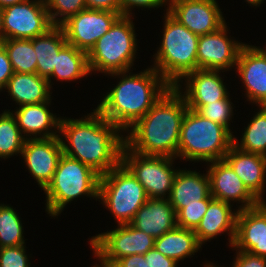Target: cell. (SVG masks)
Instances as JSON below:
<instances>
[{
  "label": "cell",
  "instance_id": "obj_1",
  "mask_svg": "<svg viewBox=\"0 0 266 267\" xmlns=\"http://www.w3.org/2000/svg\"><path fill=\"white\" fill-rule=\"evenodd\" d=\"M63 118L60 120L59 137L64 155L79 160L100 176L121 162L125 144L122 131L96 109L83 118Z\"/></svg>",
  "mask_w": 266,
  "mask_h": 267
},
{
  "label": "cell",
  "instance_id": "obj_2",
  "mask_svg": "<svg viewBox=\"0 0 266 267\" xmlns=\"http://www.w3.org/2000/svg\"><path fill=\"white\" fill-rule=\"evenodd\" d=\"M188 109L184 97L171 86L125 135V145L141 155L177 158L180 129Z\"/></svg>",
  "mask_w": 266,
  "mask_h": 267
},
{
  "label": "cell",
  "instance_id": "obj_3",
  "mask_svg": "<svg viewBox=\"0 0 266 267\" xmlns=\"http://www.w3.org/2000/svg\"><path fill=\"white\" fill-rule=\"evenodd\" d=\"M129 71L108 74L120 81L103 97L96 110L125 132L140 120L171 87L153 68L132 74Z\"/></svg>",
  "mask_w": 266,
  "mask_h": 267
},
{
  "label": "cell",
  "instance_id": "obj_4",
  "mask_svg": "<svg viewBox=\"0 0 266 267\" xmlns=\"http://www.w3.org/2000/svg\"><path fill=\"white\" fill-rule=\"evenodd\" d=\"M161 45L154 54L153 67L171 86L197 69L199 36L173 18L166 9Z\"/></svg>",
  "mask_w": 266,
  "mask_h": 267
},
{
  "label": "cell",
  "instance_id": "obj_5",
  "mask_svg": "<svg viewBox=\"0 0 266 267\" xmlns=\"http://www.w3.org/2000/svg\"><path fill=\"white\" fill-rule=\"evenodd\" d=\"M234 136L224 126L188 108L181 123L177 158L205 163L222 160Z\"/></svg>",
  "mask_w": 266,
  "mask_h": 267
},
{
  "label": "cell",
  "instance_id": "obj_6",
  "mask_svg": "<svg viewBox=\"0 0 266 267\" xmlns=\"http://www.w3.org/2000/svg\"><path fill=\"white\" fill-rule=\"evenodd\" d=\"M100 175L79 160L62 155L52 180L43 189L49 216L61 214L65 206L78 197L98 200Z\"/></svg>",
  "mask_w": 266,
  "mask_h": 267
},
{
  "label": "cell",
  "instance_id": "obj_7",
  "mask_svg": "<svg viewBox=\"0 0 266 267\" xmlns=\"http://www.w3.org/2000/svg\"><path fill=\"white\" fill-rule=\"evenodd\" d=\"M131 18L121 15L87 53L91 74L125 72L134 66L138 45Z\"/></svg>",
  "mask_w": 266,
  "mask_h": 267
},
{
  "label": "cell",
  "instance_id": "obj_8",
  "mask_svg": "<svg viewBox=\"0 0 266 267\" xmlns=\"http://www.w3.org/2000/svg\"><path fill=\"white\" fill-rule=\"evenodd\" d=\"M98 199L112 213L118 225H124L132 222L149 198L136 177L120 162L100 176Z\"/></svg>",
  "mask_w": 266,
  "mask_h": 267
},
{
  "label": "cell",
  "instance_id": "obj_9",
  "mask_svg": "<svg viewBox=\"0 0 266 267\" xmlns=\"http://www.w3.org/2000/svg\"><path fill=\"white\" fill-rule=\"evenodd\" d=\"M174 159L176 158L141 155L131 151L125 144L121 152V162L144 187L147 197L150 199H167L169 197L178 171L173 168Z\"/></svg>",
  "mask_w": 266,
  "mask_h": 267
},
{
  "label": "cell",
  "instance_id": "obj_10",
  "mask_svg": "<svg viewBox=\"0 0 266 267\" xmlns=\"http://www.w3.org/2000/svg\"><path fill=\"white\" fill-rule=\"evenodd\" d=\"M155 239L133 227L131 224L117 225V228L92 236L90 246L100 265L111 267L118 259L128 255H144L154 248Z\"/></svg>",
  "mask_w": 266,
  "mask_h": 267
},
{
  "label": "cell",
  "instance_id": "obj_11",
  "mask_svg": "<svg viewBox=\"0 0 266 267\" xmlns=\"http://www.w3.org/2000/svg\"><path fill=\"white\" fill-rule=\"evenodd\" d=\"M53 26L47 6L36 0H26L3 9V40L32 39Z\"/></svg>",
  "mask_w": 266,
  "mask_h": 267
},
{
  "label": "cell",
  "instance_id": "obj_12",
  "mask_svg": "<svg viewBox=\"0 0 266 267\" xmlns=\"http://www.w3.org/2000/svg\"><path fill=\"white\" fill-rule=\"evenodd\" d=\"M120 16L117 12L86 8L69 17L60 27L68 44L88 53Z\"/></svg>",
  "mask_w": 266,
  "mask_h": 267
},
{
  "label": "cell",
  "instance_id": "obj_13",
  "mask_svg": "<svg viewBox=\"0 0 266 267\" xmlns=\"http://www.w3.org/2000/svg\"><path fill=\"white\" fill-rule=\"evenodd\" d=\"M167 9L181 25L198 36L213 33L226 24L216 0H178Z\"/></svg>",
  "mask_w": 266,
  "mask_h": 267
},
{
  "label": "cell",
  "instance_id": "obj_14",
  "mask_svg": "<svg viewBox=\"0 0 266 267\" xmlns=\"http://www.w3.org/2000/svg\"><path fill=\"white\" fill-rule=\"evenodd\" d=\"M227 23L219 30L201 35L198 40L197 69L229 71L236 66L245 45L228 37Z\"/></svg>",
  "mask_w": 266,
  "mask_h": 267
},
{
  "label": "cell",
  "instance_id": "obj_15",
  "mask_svg": "<svg viewBox=\"0 0 266 267\" xmlns=\"http://www.w3.org/2000/svg\"><path fill=\"white\" fill-rule=\"evenodd\" d=\"M63 149L60 137L26 139L21 156L30 175L43 190L52 180Z\"/></svg>",
  "mask_w": 266,
  "mask_h": 267
},
{
  "label": "cell",
  "instance_id": "obj_16",
  "mask_svg": "<svg viewBox=\"0 0 266 267\" xmlns=\"http://www.w3.org/2000/svg\"><path fill=\"white\" fill-rule=\"evenodd\" d=\"M207 166L210 194L213 198L229 204L231 201L242 203L238 206V211L255 207L261 203L224 159L209 162Z\"/></svg>",
  "mask_w": 266,
  "mask_h": 267
},
{
  "label": "cell",
  "instance_id": "obj_17",
  "mask_svg": "<svg viewBox=\"0 0 266 267\" xmlns=\"http://www.w3.org/2000/svg\"><path fill=\"white\" fill-rule=\"evenodd\" d=\"M232 248L266 257V202L238 211Z\"/></svg>",
  "mask_w": 266,
  "mask_h": 267
},
{
  "label": "cell",
  "instance_id": "obj_18",
  "mask_svg": "<svg viewBox=\"0 0 266 267\" xmlns=\"http://www.w3.org/2000/svg\"><path fill=\"white\" fill-rule=\"evenodd\" d=\"M219 72L221 73L220 70L196 69L182 78L186 83L184 89L180 83L174 87L184 97L187 107H202L225 99L230 94Z\"/></svg>",
  "mask_w": 266,
  "mask_h": 267
},
{
  "label": "cell",
  "instance_id": "obj_19",
  "mask_svg": "<svg viewBox=\"0 0 266 267\" xmlns=\"http://www.w3.org/2000/svg\"><path fill=\"white\" fill-rule=\"evenodd\" d=\"M234 69L244 84L247 101L266 106V57L257 46L245 44Z\"/></svg>",
  "mask_w": 266,
  "mask_h": 267
},
{
  "label": "cell",
  "instance_id": "obj_20",
  "mask_svg": "<svg viewBox=\"0 0 266 267\" xmlns=\"http://www.w3.org/2000/svg\"><path fill=\"white\" fill-rule=\"evenodd\" d=\"M224 160L231 166L248 190L260 202H266L263 197L266 184V156L258 153H247L232 145L224 156Z\"/></svg>",
  "mask_w": 266,
  "mask_h": 267
},
{
  "label": "cell",
  "instance_id": "obj_21",
  "mask_svg": "<svg viewBox=\"0 0 266 267\" xmlns=\"http://www.w3.org/2000/svg\"><path fill=\"white\" fill-rule=\"evenodd\" d=\"M51 100L39 104H30L16 107L12 114L15 116L18 127L26 139L52 138L60 136V117L49 111ZM52 128H55L52 130ZM55 130V131H54ZM33 137H32V136Z\"/></svg>",
  "mask_w": 266,
  "mask_h": 267
},
{
  "label": "cell",
  "instance_id": "obj_22",
  "mask_svg": "<svg viewBox=\"0 0 266 267\" xmlns=\"http://www.w3.org/2000/svg\"><path fill=\"white\" fill-rule=\"evenodd\" d=\"M233 204L213 198L199 225L194 230L199 243L217 238L220 234L227 233L229 246L232 247L236 233V218L238 209H232ZM233 210V211H232ZM235 210V211H234Z\"/></svg>",
  "mask_w": 266,
  "mask_h": 267
},
{
  "label": "cell",
  "instance_id": "obj_23",
  "mask_svg": "<svg viewBox=\"0 0 266 267\" xmlns=\"http://www.w3.org/2000/svg\"><path fill=\"white\" fill-rule=\"evenodd\" d=\"M154 239L177 227L176 211L168 199H148L130 223Z\"/></svg>",
  "mask_w": 266,
  "mask_h": 267
},
{
  "label": "cell",
  "instance_id": "obj_24",
  "mask_svg": "<svg viewBox=\"0 0 266 267\" xmlns=\"http://www.w3.org/2000/svg\"><path fill=\"white\" fill-rule=\"evenodd\" d=\"M210 195L208 173L178 169L169 197L170 205L176 213L187 205L201 204V200Z\"/></svg>",
  "mask_w": 266,
  "mask_h": 267
},
{
  "label": "cell",
  "instance_id": "obj_25",
  "mask_svg": "<svg viewBox=\"0 0 266 267\" xmlns=\"http://www.w3.org/2000/svg\"><path fill=\"white\" fill-rule=\"evenodd\" d=\"M48 79L40 77L36 73H16L7 82L4 89L11 96V100L17 105H30L47 102L51 99Z\"/></svg>",
  "mask_w": 266,
  "mask_h": 267
},
{
  "label": "cell",
  "instance_id": "obj_26",
  "mask_svg": "<svg viewBox=\"0 0 266 267\" xmlns=\"http://www.w3.org/2000/svg\"><path fill=\"white\" fill-rule=\"evenodd\" d=\"M66 43L63 29L56 25L46 33L32 38V46L37 55V75L46 79L52 75L58 53Z\"/></svg>",
  "mask_w": 266,
  "mask_h": 267
},
{
  "label": "cell",
  "instance_id": "obj_27",
  "mask_svg": "<svg viewBox=\"0 0 266 267\" xmlns=\"http://www.w3.org/2000/svg\"><path fill=\"white\" fill-rule=\"evenodd\" d=\"M202 245L194 230L175 227L154 241V248L162 255L176 260L178 263L188 257H193Z\"/></svg>",
  "mask_w": 266,
  "mask_h": 267
},
{
  "label": "cell",
  "instance_id": "obj_28",
  "mask_svg": "<svg viewBox=\"0 0 266 267\" xmlns=\"http://www.w3.org/2000/svg\"><path fill=\"white\" fill-rule=\"evenodd\" d=\"M91 74L88 66L87 52L76 49L71 44L66 43L59 51L56 67L52 75L48 78L50 87L51 78L58 81H75Z\"/></svg>",
  "mask_w": 266,
  "mask_h": 267
},
{
  "label": "cell",
  "instance_id": "obj_29",
  "mask_svg": "<svg viewBox=\"0 0 266 267\" xmlns=\"http://www.w3.org/2000/svg\"><path fill=\"white\" fill-rule=\"evenodd\" d=\"M258 112L245 127L240 142L233 137V145L247 153L266 156V106H259Z\"/></svg>",
  "mask_w": 266,
  "mask_h": 267
},
{
  "label": "cell",
  "instance_id": "obj_30",
  "mask_svg": "<svg viewBox=\"0 0 266 267\" xmlns=\"http://www.w3.org/2000/svg\"><path fill=\"white\" fill-rule=\"evenodd\" d=\"M16 73H36L37 55L32 46V39H4L0 42Z\"/></svg>",
  "mask_w": 266,
  "mask_h": 267
},
{
  "label": "cell",
  "instance_id": "obj_31",
  "mask_svg": "<svg viewBox=\"0 0 266 267\" xmlns=\"http://www.w3.org/2000/svg\"><path fill=\"white\" fill-rule=\"evenodd\" d=\"M26 138L21 133L16 118L10 110L0 114V158L21 155Z\"/></svg>",
  "mask_w": 266,
  "mask_h": 267
},
{
  "label": "cell",
  "instance_id": "obj_32",
  "mask_svg": "<svg viewBox=\"0 0 266 267\" xmlns=\"http://www.w3.org/2000/svg\"><path fill=\"white\" fill-rule=\"evenodd\" d=\"M20 219L12 206L0 204V248L26 245Z\"/></svg>",
  "mask_w": 266,
  "mask_h": 267
},
{
  "label": "cell",
  "instance_id": "obj_33",
  "mask_svg": "<svg viewBox=\"0 0 266 267\" xmlns=\"http://www.w3.org/2000/svg\"><path fill=\"white\" fill-rule=\"evenodd\" d=\"M228 95L225 99L215 101L213 103H207L202 107H188L195 110L199 115L207 118L215 123L224 126L232 135L233 132L230 129V120L233 116V103Z\"/></svg>",
  "mask_w": 266,
  "mask_h": 267
},
{
  "label": "cell",
  "instance_id": "obj_34",
  "mask_svg": "<svg viewBox=\"0 0 266 267\" xmlns=\"http://www.w3.org/2000/svg\"><path fill=\"white\" fill-rule=\"evenodd\" d=\"M86 9L85 0H51L47 5L53 25L60 26L69 17Z\"/></svg>",
  "mask_w": 266,
  "mask_h": 267
},
{
  "label": "cell",
  "instance_id": "obj_35",
  "mask_svg": "<svg viewBox=\"0 0 266 267\" xmlns=\"http://www.w3.org/2000/svg\"><path fill=\"white\" fill-rule=\"evenodd\" d=\"M213 196L210 194L206 199L201 200V204L187 205L177 213V226L185 229L195 230L202 217L208 209Z\"/></svg>",
  "mask_w": 266,
  "mask_h": 267
},
{
  "label": "cell",
  "instance_id": "obj_36",
  "mask_svg": "<svg viewBox=\"0 0 266 267\" xmlns=\"http://www.w3.org/2000/svg\"><path fill=\"white\" fill-rule=\"evenodd\" d=\"M26 246L0 248V267H30Z\"/></svg>",
  "mask_w": 266,
  "mask_h": 267
},
{
  "label": "cell",
  "instance_id": "obj_37",
  "mask_svg": "<svg viewBox=\"0 0 266 267\" xmlns=\"http://www.w3.org/2000/svg\"><path fill=\"white\" fill-rule=\"evenodd\" d=\"M120 2L121 15L125 16H133L132 9L134 8L153 9L167 5L165 0H120Z\"/></svg>",
  "mask_w": 266,
  "mask_h": 267
},
{
  "label": "cell",
  "instance_id": "obj_38",
  "mask_svg": "<svg viewBox=\"0 0 266 267\" xmlns=\"http://www.w3.org/2000/svg\"><path fill=\"white\" fill-rule=\"evenodd\" d=\"M234 260L232 267H266V257L253 255L245 251L236 250Z\"/></svg>",
  "mask_w": 266,
  "mask_h": 267
},
{
  "label": "cell",
  "instance_id": "obj_39",
  "mask_svg": "<svg viewBox=\"0 0 266 267\" xmlns=\"http://www.w3.org/2000/svg\"><path fill=\"white\" fill-rule=\"evenodd\" d=\"M14 74L12 64L4 46L0 43V92L4 90L7 82Z\"/></svg>",
  "mask_w": 266,
  "mask_h": 267
},
{
  "label": "cell",
  "instance_id": "obj_40",
  "mask_svg": "<svg viewBox=\"0 0 266 267\" xmlns=\"http://www.w3.org/2000/svg\"><path fill=\"white\" fill-rule=\"evenodd\" d=\"M150 267H178V262L170 257L162 255L155 248L144 254Z\"/></svg>",
  "mask_w": 266,
  "mask_h": 267
},
{
  "label": "cell",
  "instance_id": "obj_41",
  "mask_svg": "<svg viewBox=\"0 0 266 267\" xmlns=\"http://www.w3.org/2000/svg\"><path fill=\"white\" fill-rule=\"evenodd\" d=\"M88 9L104 10L121 14L120 0H85Z\"/></svg>",
  "mask_w": 266,
  "mask_h": 267
},
{
  "label": "cell",
  "instance_id": "obj_42",
  "mask_svg": "<svg viewBox=\"0 0 266 267\" xmlns=\"http://www.w3.org/2000/svg\"><path fill=\"white\" fill-rule=\"evenodd\" d=\"M111 267H150L144 255L133 254L118 259Z\"/></svg>",
  "mask_w": 266,
  "mask_h": 267
},
{
  "label": "cell",
  "instance_id": "obj_43",
  "mask_svg": "<svg viewBox=\"0 0 266 267\" xmlns=\"http://www.w3.org/2000/svg\"><path fill=\"white\" fill-rule=\"evenodd\" d=\"M26 0H0V7L2 9L8 7V6H12L14 4H19L22 2H25Z\"/></svg>",
  "mask_w": 266,
  "mask_h": 267
},
{
  "label": "cell",
  "instance_id": "obj_44",
  "mask_svg": "<svg viewBox=\"0 0 266 267\" xmlns=\"http://www.w3.org/2000/svg\"><path fill=\"white\" fill-rule=\"evenodd\" d=\"M3 40V9L0 7V42Z\"/></svg>",
  "mask_w": 266,
  "mask_h": 267
},
{
  "label": "cell",
  "instance_id": "obj_45",
  "mask_svg": "<svg viewBox=\"0 0 266 267\" xmlns=\"http://www.w3.org/2000/svg\"><path fill=\"white\" fill-rule=\"evenodd\" d=\"M246 2H248V4H250V6L259 7L260 4H262L264 2V0H246Z\"/></svg>",
  "mask_w": 266,
  "mask_h": 267
},
{
  "label": "cell",
  "instance_id": "obj_46",
  "mask_svg": "<svg viewBox=\"0 0 266 267\" xmlns=\"http://www.w3.org/2000/svg\"><path fill=\"white\" fill-rule=\"evenodd\" d=\"M36 1L47 6L51 0H36Z\"/></svg>",
  "mask_w": 266,
  "mask_h": 267
},
{
  "label": "cell",
  "instance_id": "obj_47",
  "mask_svg": "<svg viewBox=\"0 0 266 267\" xmlns=\"http://www.w3.org/2000/svg\"><path fill=\"white\" fill-rule=\"evenodd\" d=\"M216 264H213L212 262L211 263H205L204 267H218V266H215Z\"/></svg>",
  "mask_w": 266,
  "mask_h": 267
},
{
  "label": "cell",
  "instance_id": "obj_48",
  "mask_svg": "<svg viewBox=\"0 0 266 267\" xmlns=\"http://www.w3.org/2000/svg\"><path fill=\"white\" fill-rule=\"evenodd\" d=\"M263 54L264 56L266 57V49L264 48H261V47H257ZM266 48V47H265Z\"/></svg>",
  "mask_w": 266,
  "mask_h": 267
},
{
  "label": "cell",
  "instance_id": "obj_49",
  "mask_svg": "<svg viewBox=\"0 0 266 267\" xmlns=\"http://www.w3.org/2000/svg\"><path fill=\"white\" fill-rule=\"evenodd\" d=\"M165 1L167 3V6H169L170 4H172L173 2L178 1V0H165Z\"/></svg>",
  "mask_w": 266,
  "mask_h": 267
}]
</instances>
